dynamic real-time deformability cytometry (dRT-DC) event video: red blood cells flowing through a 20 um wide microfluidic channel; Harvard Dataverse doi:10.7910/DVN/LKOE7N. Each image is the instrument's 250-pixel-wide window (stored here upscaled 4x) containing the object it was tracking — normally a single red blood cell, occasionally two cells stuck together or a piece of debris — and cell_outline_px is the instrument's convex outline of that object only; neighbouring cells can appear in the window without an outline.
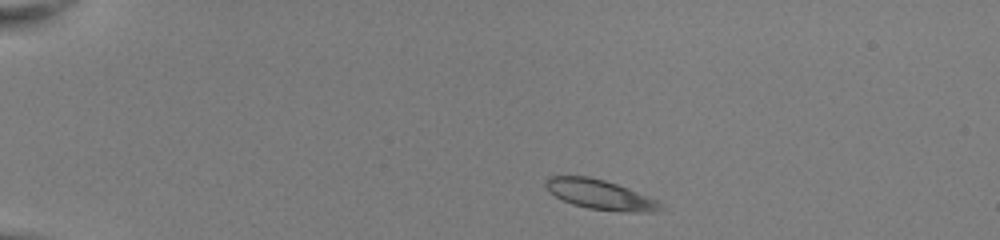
{"species": "common noctule bat (a hibernating species)", "species_latin": "Nyctalus noctula", "temperature_condition": "room temperature", "stored_images_in_passage": 45, "camera_frame_rate_fps": 3000, "um_per_image_px": 0.085, "animal": {"sex": "female", "body_mass_g": 22.0, "forearm_length_mm": 56.7}, "frame": {"image": 1, "passage_image": 5, "time_ms": 1.333, "image_size_px": [1000, 240], "cell_outline_px": [[660, 212], [620, 212], [588, 208], [572, 204], [548, 192], [544, 184], [544, 180], [548, 176], [588, 176], [604, 180], [628, 188], [656, 200], [660, 208]], "centroid_in_image_um": [50.94, 16.54], "position_along_channel_um": 34.1, "area_um2": 19.77}}
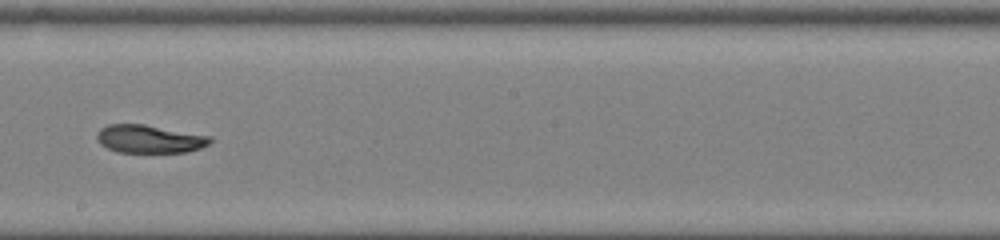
{"frame": {"image": 2, "passage_image": 26, "time_ms": 8.333, "image_size_px": [1000, 240], "cell_outline_px": [[212, 140], [208, 144], [200, 148], [188, 152], [116, 152], [100, 144], [96, 140], [96, 136], [100, 128], [108, 124], [144, 124], [212, 136]], "centroid_in_image_um": [12.69, 11.81], "position_along_channel_um": 235.5, "area_um2": 18.61}}
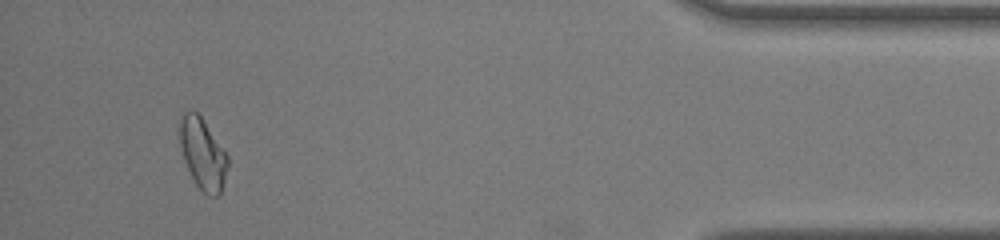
{"frame": {"image": 3, "passage_image": 43, "time_ms": 14.0, "image_size_px": [1000, 240], "cell_outline_px": [[228, 168], [220, 192], [216, 196], [208, 196], [196, 184], [184, 160], [180, 144], [180, 116], [184, 112], [192, 108], [200, 116], [228, 156]], "centroid_in_image_um": [17.22, 13.05], "position_along_channel_um": 418.0, "area_um2": 19.48}, "authors_computed_cell_mechanics": {"area_um2": 19.5942, "velocity_mm_per_s": 4.0643, "shape_relaxation_time_tau1_ms": 9.62, "shape_relaxation_time_tau2_ms": 4.6215, "deformation_change_tau1": 0.2136, "deformation_change_tau2": 0.1042}}